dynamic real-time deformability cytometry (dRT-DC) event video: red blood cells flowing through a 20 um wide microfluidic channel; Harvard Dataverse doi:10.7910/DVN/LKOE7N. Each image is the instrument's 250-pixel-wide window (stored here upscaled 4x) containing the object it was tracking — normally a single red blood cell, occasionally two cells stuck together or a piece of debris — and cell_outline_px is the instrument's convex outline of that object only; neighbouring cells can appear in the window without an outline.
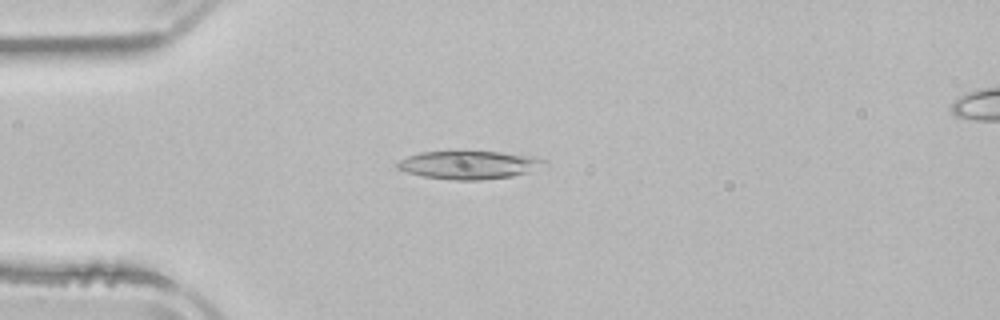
{"species": "common noctule bat (a hibernating species)", "species_latin": "Nyctalus noctula", "temperature_condition": "room temperature", "stored_images_in_passage": 4, "camera_frame_rate_fps": 3000, "um_per_image_px": 0.085, "animal": {"sex": "male", "body_mass_g": 21.5, "forearm_length_mm": 52.0}, "frame": {"image": 1, "passage_image": 4, "time_ms": 4.333, "image_size_px": [1000, 320], "cell_outline_px": [[548, 160], [532, 172], [512, 176], [480, 180], [452, 180], [424, 176], [408, 172], [396, 168], [396, 164], [400, 160], [408, 156], [420, 152], [500, 152], [532, 156]], "centroid_in_image_um": [39.88, 14.02], "position_along_channel_um": 45.1, "area_um2": 23.87}}